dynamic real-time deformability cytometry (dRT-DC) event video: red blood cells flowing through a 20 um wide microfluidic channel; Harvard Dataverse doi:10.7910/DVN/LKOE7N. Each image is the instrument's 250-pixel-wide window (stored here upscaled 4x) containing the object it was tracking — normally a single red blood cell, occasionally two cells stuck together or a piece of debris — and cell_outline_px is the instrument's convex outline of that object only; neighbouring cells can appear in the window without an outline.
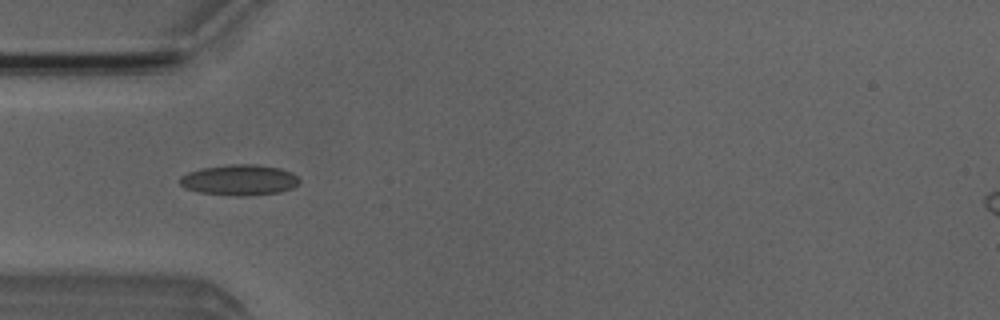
{"species": "Egyptian fruit bat (a non-hibernating species)", "species_latin": "Rousettus aegyptiacus", "temperature_condition": "room temperature", "stored_images_in_passage": 6, "camera_frame_rate_fps": 3000, "um_per_image_px": 0.085, "animal": {"sex": "male"}, "frame": {"image": 1, "passage_image": 4, "time_ms": 4.333, "image_size_px": [1000, 320], "cell_outline_px": [[300, 184], [292, 188], [280, 192], [248, 196], [232, 196], [200, 192], [184, 188], [180, 184], [180, 176], [188, 172], [200, 168], [228, 164], [256, 164], [280, 168], [292, 172], [300, 180]], "centroid_in_image_um": [20.36, 15.3], "position_along_channel_um": 64.6, "area_um2": 21.68}}